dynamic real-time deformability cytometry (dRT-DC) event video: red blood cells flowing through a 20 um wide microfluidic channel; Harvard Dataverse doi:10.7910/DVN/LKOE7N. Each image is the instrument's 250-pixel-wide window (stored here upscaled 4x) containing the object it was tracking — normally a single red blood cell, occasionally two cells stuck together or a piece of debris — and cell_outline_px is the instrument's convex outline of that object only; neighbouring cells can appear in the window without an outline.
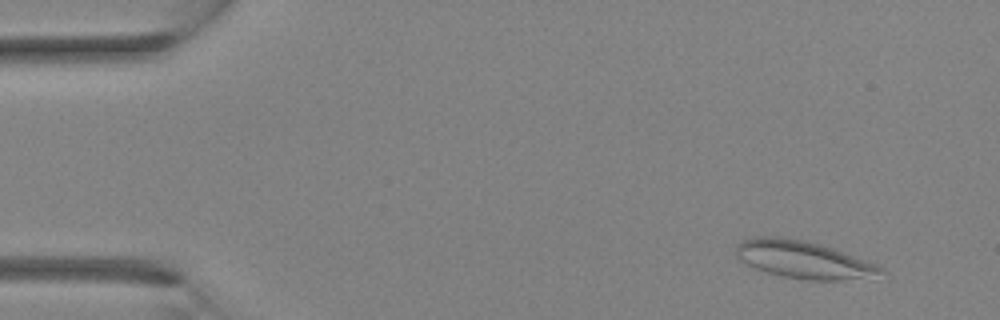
{"species": "Egyptian fruit bat (a non-hibernating species)", "species_latin": "Rousettus aegyptiacus", "temperature_condition": "room temperature", "stored_images_in_passage": 3, "camera_frame_rate_fps": 3000, "um_per_image_px": 0.085, "animal": {"sex": "female"}, "frame": {"image": 1, "passage_image": 1, "time_ms": 0.0, "image_size_px": [1000, 320], "cell_outline_px": [[888, 272], [844, 280], [808, 280], [784, 276], [768, 272], [756, 268], [740, 260], [736, 256], [736, 248], [744, 240], [752, 236], [776, 236], [804, 240], [820, 244], [832, 248], [876, 264], [884, 268]], "centroid_in_image_um": [68.26, 22.05], "position_along_channel_um": 16.7, "area_um2": 31.04}}